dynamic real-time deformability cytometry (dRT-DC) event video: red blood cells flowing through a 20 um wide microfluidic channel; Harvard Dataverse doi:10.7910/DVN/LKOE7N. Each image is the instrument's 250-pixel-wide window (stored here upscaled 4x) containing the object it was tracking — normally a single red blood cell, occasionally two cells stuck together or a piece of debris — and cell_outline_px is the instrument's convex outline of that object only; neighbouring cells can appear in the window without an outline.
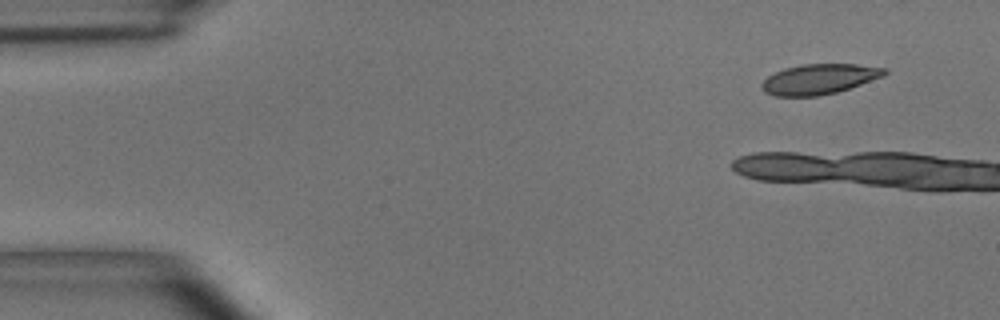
{"species": "common noctule bat (a hibernating species)", "species_latin": "Nyctalus noctula", "temperature_condition": "room temperature", "stored_images_in_passage": 5, "camera_frame_rate_fps": 3000, "um_per_image_px": 0.085, "animal": {"sex": "male", "body_mass_g": 15.6}, "frame": {"image": 1, "passage_image": 1, "time_ms": 0.0, "image_size_px": [1000, 320], "cell_outline_px": [[888, 72], [884, 76], [836, 92], [816, 96], [776, 96], [764, 92], [760, 88], [760, 84], [768, 76], [784, 68], [800, 64], [856, 64], [888, 68]], "centroid_in_image_um": [69.62, 6.71], "position_along_channel_um": 15.4, "area_um2": 21.62}}